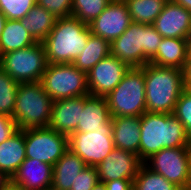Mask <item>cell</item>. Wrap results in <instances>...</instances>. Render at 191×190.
Listing matches in <instances>:
<instances>
[{"mask_svg":"<svg viewBox=\"0 0 191 190\" xmlns=\"http://www.w3.org/2000/svg\"><path fill=\"white\" fill-rule=\"evenodd\" d=\"M162 39L152 24L131 22L111 43V54L130 67H142L157 53Z\"/></svg>","mask_w":191,"mask_h":190,"instance_id":"4","label":"cell"},{"mask_svg":"<svg viewBox=\"0 0 191 190\" xmlns=\"http://www.w3.org/2000/svg\"><path fill=\"white\" fill-rule=\"evenodd\" d=\"M57 18L37 3L22 19V26L36 42H43L53 29Z\"/></svg>","mask_w":191,"mask_h":190,"instance_id":"23","label":"cell"},{"mask_svg":"<svg viewBox=\"0 0 191 190\" xmlns=\"http://www.w3.org/2000/svg\"><path fill=\"white\" fill-rule=\"evenodd\" d=\"M145 79L146 112L173 114L178 98L186 88L183 70L147 63Z\"/></svg>","mask_w":191,"mask_h":190,"instance_id":"2","label":"cell"},{"mask_svg":"<svg viewBox=\"0 0 191 190\" xmlns=\"http://www.w3.org/2000/svg\"><path fill=\"white\" fill-rule=\"evenodd\" d=\"M183 70V81L186 87L191 85V52H188Z\"/></svg>","mask_w":191,"mask_h":190,"instance_id":"36","label":"cell"},{"mask_svg":"<svg viewBox=\"0 0 191 190\" xmlns=\"http://www.w3.org/2000/svg\"><path fill=\"white\" fill-rule=\"evenodd\" d=\"M17 130L16 123L12 117L0 114V143L10 138Z\"/></svg>","mask_w":191,"mask_h":190,"instance_id":"34","label":"cell"},{"mask_svg":"<svg viewBox=\"0 0 191 190\" xmlns=\"http://www.w3.org/2000/svg\"><path fill=\"white\" fill-rule=\"evenodd\" d=\"M152 25L163 38L187 39L191 33V12L168 1Z\"/></svg>","mask_w":191,"mask_h":190,"instance_id":"15","label":"cell"},{"mask_svg":"<svg viewBox=\"0 0 191 190\" xmlns=\"http://www.w3.org/2000/svg\"><path fill=\"white\" fill-rule=\"evenodd\" d=\"M37 4L52 13L56 18L71 16L72 0H37Z\"/></svg>","mask_w":191,"mask_h":190,"instance_id":"33","label":"cell"},{"mask_svg":"<svg viewBox=\"0 0 191 190\" xmlns=\"http://www.w3.org/2000/svg\"><path fill=\"white\" fill-rule=\"evenodd\" d=\"M106 190H133L132 179L112 180L104 183Z\"/></svg>","mask_w":191,"mask_h":190,"instance_id":"35","label":"cell"},{"mask_svg":"<svg viewBox=\"0 0 191 190\" xmlns=\"http://www.w3.org/2000/svg\"><path fill=\"white\" fill-rule=\"evenodd\" d=\"M40 82L53 101L89 94L87 73L72 63L47 64Z\"/></svg>","mask_w":191,"mask_h":190,"instance_id":"8","label":"cell"},{"mask_svg":"<svg viewBox=\"0 0 191 190\" xmlns=\"http://www.w3.org/2000/svg\"><path fill=\"white\" fill-rule=\"evenodd\" d=\"M140 160L163 148L191 147L184 125L174 114L144 112L140 116Z\"/></svg>","mask_w":191,"mask_h":190,"instance_id":"1","label":"cell"},{"mask_svg":"<svg viewBox=\"0 0 191 190\" xmlns=\"http://www.w3.org/2000/svg\"><path fill=\"white\" fill-rule=\"evenodd\" d=\"M26 158L54 165L69 149L68 137L49 127L24 129Z\"/></svg>","mask_w":191,"mask_h":190,"instance_id":"10","label":"cell"},{"mask_svg":"<svg viewBox=\"0 0 191 190\" xmlns=\"http://www.w3.org/2000/svg\"><path fill=\"white\" fill-rule=\"evenodd\" d=\"M44 190H58V189H55V188H53L52 186H50V187H48V188H46V189H44Z\"/></svg>","mask_w":191,"mask_h":190,"instance_id":"44","label":"cell"},{"mask_svg":"<svg viewBox=\"0 0 191 190\" xmlns=\"http://www.w3.org/2000/svg\"><path fill=\"white\" fill-rule=\"evenodd\" d=\"M98 183L96 167L87 166L79 173L70 190H92Z\"/></svg>","mask_w":191,"mask_h":190,"instance_id":"32","label":"cell"},{"mask_svg":"<svg viewBox=\"0 0 191 190\" xmlns=\"http://www.w3.org/2000/svg\"><path fill=\"white\" fill-rule=\"evenodd\" d=\"M187 190H191V157H190V164H189V175H188Z\"/></svg>","mask_w":191,"mask_h":190,"instance_id":"41","label":"cell"},{"mask_svg":"<svg viewBox=\"0 0 191 190\" xmlns=\"http://www.w3.org/2000/svg\"><path fill=\"white\" fill-rule=\"evenodd\" d=\"M2 66H1V62H0V74L2 73Z\"/></svg>","mask_w":191,"mask_h":190,"instance_id":"45","label":"cell"},{"mask_svg":"<svg viewBox=\"0 0 191 190\" xmlns=\"http://www.w3.org/2000/svg\"><path fill=\"white\" fill-rule=\"evenodd\" d=\"M191 147L163 148L144 164L182 190H187Z\"/></svg>","mask_w":191,"mask_h":190,"instance_id":"11","label":"cell"},{"mask_svg":"<svg viewBox=\"0 0 191 190\" xmlns=\"http://www.w3.org/2000/svg\"><path fill=\"white\" fill-rule=\"evenodd\" d=\"M25 159L24 129H18L10 138L0 143V172L11 179Z\"/></svg>","mask_w":191,"mask_h":190,"instance_id":"20","label":"cell"},{"mask_svg":"<svg viewBox=\"0 0 191 190\" xmlns=\"http://www.w3.org/2000/svg\"><path fill=\"white\" fill-rule=\"evenodd\" d=\"M112 119L94 132H74L68 137L69 149L87 166L97 167L115 148L112 135Z\"/></svg>","mask_w":191,"mask_h":190,"instance_id":"9","label":"cell"},{"mask_svg":"<svg viewBox=\"0 0 191 190\" xmlns=\"http://www.w3.org/2000/svg\"><path fill=\"white\" fill-rule=\"evenodd\" d=\"M53 166L26 158L10 181L20 190H44L52 185Z\"/></svg>","mask_w":191,"mask_h":190,"instance_id":"16","label":"cell"},{"mask_svg":"<svg viewBox=\"0 0 191 190\" xmlns=\"http://www.w3.org/2000/svg\"><path fill=\"white\" fill-rule=\"evenodd\" d=\"M37 43L19 20H6L0 36V56L14 50H20Z\"/></svg>","mask_w":191,"mask_h":190,"instance_id":"25","label":"cell"},{"mask_svg":"<svg viewBox=\"0 0 191 190\" xmlns=\"http://www.w3.org/2000/svg\"><path fill=\"white\" fill-rule=\"evenodd\" d=\"M111 117H140L146 112L142 67H130L121 82L105 97Z\"/></svg>","mask_w":191,"mask_h":190,"instance_id":"6","label":"cell"},{"mask_svg":"<svg viewBox=\"0 0 191 190\" xmlns=\"http://www.w3.org/2000/svg\"><path fill=\"white\" fill-rule=\"evenodd\" d=\"M114 146L140 158V117H112Z\"/></svg>","mask_w":191,"mask_h":190,"instance_id":"18","label":"cell"},{"mask_svg":"<svg viewBox=\"0 0 191 190\" xmlns=\"http://www.w3.org/2000/svg\"><path fill=\"white\" fill-rule=\"evenodd\" d=\"M111 54V43L100 36L90 34L85 49L72 64L88 73L100 60Z\"/></svg>","mask_w":191,"mask_h":190,"instance_id":"24","label":"cell"},{"mask_svg":"<svg viewBox=\"0 0 191 190\" xmlns=\"http://www.w3.org/2000/svg\"><path fill=\"white\" fill-rule=\"evenodd\" d=\"M52 104L40 81L19 83L12 116L17 129L48 127Z\"/></svg>","mask_w":191,"mask_h":190,"instance_id":"5","label":"cell"},{"mask_svg":"<svg viewBox=\"0 0 191 190\" xmlns=\"http://www.w3.org/2000/svg\"><path fill=\"white\" fill-rule=\"evenodd\" d=\"M18 86L8 74H0V114L13 116Z\"/></svg>","mask_w":191,"mask_h":190,"instance_id":"29","label":"cell"},{"mask_svg":"<svg viewBox=\"0 0 191 190\" xmlns=\"http://www.w3.org/2000/svg\"><path fill=\"white\" fill-rule=\"evenodd\" d=\"M2 71L18 83L39 82L47 67L42 42L0 56Z\"/></svg>","mask_w":191,"mask_h":190,"instance_id":"7","label":"cell"},{"mask_svg":"<svg viewBox=\"0 0 191 190\" xmlns=\"http://www.w3.org/2000/svg\"><path fill=\"white\" fill-rule=\"evenodd\" d=\"M187 42H188V52H191V33L188 35Z\"/></svg>","mask_w":191,"mask_h":190,"instance_id":"43","label":"cell"},{"mask_svg":"<svg viewBox=\"0 0 191 190\" xmlns=\"http://www.w3.org/2000/svg\"><path fill=\"white\" fill-rule=\"evenodd\" d=\"M86 163L70 149L53 165L52 187L58 190H70Z\"/></svg>","mask_w":191,"mask_h":190,"instance_id":"22","label":"cell"},{"mask_svg":"<svg viewBox=\"0 0 191 190\" xmlns=\"http://www.w3.org/2000/svg\"><path fill=\"white\" fill-rule=\"evenodd\" d=\"M84 104L85 95L53 101L48 127L69 137L76 131Z\"/></svg>","mask_w":191,"mask_h":190,"instance_id":"17","label":"cell"},{"mask_svg":"<svg viewBox=\"0 0 191 190\" xmlns=\"http://www.w3.org/2000/svg\"><path fill=\"white\" fill-rule=\"evenodd\" d=\"M129 68L112 54L100 60L87 73L89 94L106 97L121 82Z\"/></svg>","mask_w":191,"mask_h":190,"instance_id":"12","label":"cell"},{"mask_svg":"<svg viewBox=\"0 0 191 190\" xmlns=\"http://www.w3.org/2000/svg\"><path fill=\"white\" fill-rule=\"evenodd\" d=\"M173 3L183 6L191 12V0H170Z\"/></svg>","mask_w":191,"mask_h":190,"instance_id":"37","label":"cell"},{"mask_svg":"<svg viewBox=\"0 0 191 190\" xmlns=\"http://www.w3.org/2000/svg\"><path fill=\"white\" fill-rule=\"evenodd\" d=\"M6 16L0 11V36L3 32V29L5 27V24H6Z\"/></svg>","mask_w":191,"mask_h":190,"instance_id":"39","label":"cell"},{"mask_svg":"<svg viewBox=\"0 0 191 190\" xmlns=\"http://www.w3.org/2000/svg\"><path fill=\"white\" fill-rule=\"evenodd\" d=\"M170 0H124L132 22L153 24Z\"/></svg>","mask_w":191,"mask_h":190,"instance_id":"26","label":"cell"},{"mask_svg":"<svg viewBox=\"0 0 191 190\" xmlns=\"http://www.w3.org/2000/svg\"><path fill=\"white\" fill-rule=\"evenodd\" d=\"M112 0H72L71 16L88 25L97 18Z\"/></svg>","mask_w":191,"mask_h":190,"instance_id":"28","label":"cell"},{"mask_svg":"<svg viewBox=\"0 0 191 190\" xmlns=\"http://www.w3.org/2000/svg\"><path fill=\"white\" fill-rule=\"evenodd\" d=\"M1 190H20L15 184H13L11 181L5 185Z\"/></svg>","mask_w":191,"mask_h":190,"instance_id":"40","label":"cell"},{"mask_svg":"<svg viewBox=\"0 0 191 190\" xmlns=\"http://www.w3.org/2000/svg\"><path fill=\"white\" fill-rule=\"evenodd\" d=\"M92 190H106L104 183H98Z\"/></svg>","mask_w":191,"mask_h":190,"instance_id":"42","label":"cell"},{"mask_svg":"<svg viewBox=\"0 0 191 190\" xmlns=\"http://www.w3.org/2000/svg\"><path fill=\"white\" fill-rule=\"evenodd\" d=\"M37 0H0V11L8 20H19L26 16Z\"/></svg>","mask_w":191,"mask_h":190,"instance_id":"30","label":"cell"},{"mask_svg":"<svg viewBox=\"0 0 191 190\" xmlns=\"http://www.w3.org/2000/svg\"><path fill=\"white\" fill-rule=\"evenodd\" d=\"M143 162L139 156L120 148H114L96 167L100 183L136 177Z\"/></svg>","mask_w":191,"mask_h":190,"instance_id":"14","label":"cell"},{"mask_svg":"<svg viewBox=\"0 0 191 190\" xmlns=\"http://www.w3.org/2000/svg\"><path fill=\"white\" fill-rule=\"evenodd\" d=\"M90 34L89 25L74 16L57 18L53 29L42 42L47 63H72L85 49Z\"/></svg>","mask_w":191,"mask_h":190,"instance_id":"3","label":"cell"},{"mask_svg":"<svg viewBox=\"0 0 191 190\" xmlns=\"http://www.w3.org/2000/svg\"><path fill=\"white\" fill-rule=\"evenodd\" d=\"M111 114L105 97L85 95L84 109L75 132H94L111 120Z\"/></svg>","mask_w":191,"mask_h":190,"instance_id":"19","label":"cell"},{"mask_svg":"<svg viewBox=\"0 0 191 190\" xmlns=\"http://www.w3.org/2000/svg\"><path fill=\"white\" fill-rule=\"evenodd\" d=\"M10 182V179L0 172V190Z\"/></svg>","mask_w":191,"mask_h":190,"instance_id":"38","label":"cell"},{"mask_svg":"<svg viewBox=\"0 0 191 190\" xmlns=\"http://www.w3.org/2000/svg\"><path fill=\"white\" fill-rule=\"evenodd\" d=\"M173 114L184 125L185 131L191 139V89L188 87L178 98Z\"/></svg>","mask_w":191,"mask_h":190,"instance_id":"31","label":"cell"},{"mask_svg":"<svg viewBox=\"0 0 191 190\" xmlns=\"http://www.w3.org/2000/svg\"><path fill=\"white\" fill-rule=\"evenodd\" d=\"M131 22L124 0H112L89 27L92 34L112 43L126 31Z\"/></svg>","mask_w":191,"mask_h":190,"instance_id":"13","label":"cell"},{"mask_svg":"<svg viewBox=\"0 0 191 190\" xmlns=\"http://www.w3.org/2000/svg\"><path fill=\"white\" fill-rule=\"evenodd\" d=\"M188 57V42L185 38H163L157 53L149 63L182 70Z\"/></svg>","mask_w":191,"mask_h":190,"instance_id":"21","label":"cell"},{"mask_svg":"<svg viewBox=\"0 0 191 190\" xmlns=\"http://www.w3.org/2000/svg\"><path fill=\"white\" fill-rule=\"evenodd\" d=\"M133 190H182L165 177L149 169L144 163L133 180Z\"/></svg>","mask_w":191,"mask_h":190,"instance_id":"27","label":"cell"}]
</instances>
